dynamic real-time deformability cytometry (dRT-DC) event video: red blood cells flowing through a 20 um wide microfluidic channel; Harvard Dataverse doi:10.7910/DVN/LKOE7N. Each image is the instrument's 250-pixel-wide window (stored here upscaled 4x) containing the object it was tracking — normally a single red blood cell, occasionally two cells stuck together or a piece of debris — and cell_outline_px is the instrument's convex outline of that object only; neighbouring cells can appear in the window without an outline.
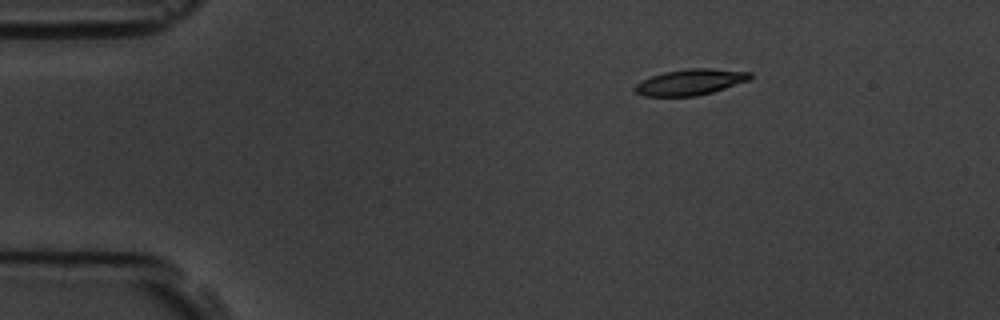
{"species": "common noctule bat (a hibernating species)", "species_latin": "Nyctalus noctula", "temperature_condition": "room temperature", "stored_images_in_passage": 4, "camera_frame_rate_fps": 3000, "um_per_image_px": 0.085, "animal": {"sex": "male", "body_mass_g": 19.5, "forearm_length_mm": 54.6}, "frame": {"image": 1, "passage_image": 2, "time_ms": 2.333, "image_size_px": [1000, 320], "cell_outline_px": [[752, 76], [748, 80], [712, 92], [696, 96], [644, 96], [636, 92], [632, 88], [636, 84], [652, 76], [664, 72], [688, 68], [712, 68], [752, 72]], "centroid_in_image_um": [58.67, 6.97], "position_along_channel_um": 26.3, "area_um2": 17.28}}